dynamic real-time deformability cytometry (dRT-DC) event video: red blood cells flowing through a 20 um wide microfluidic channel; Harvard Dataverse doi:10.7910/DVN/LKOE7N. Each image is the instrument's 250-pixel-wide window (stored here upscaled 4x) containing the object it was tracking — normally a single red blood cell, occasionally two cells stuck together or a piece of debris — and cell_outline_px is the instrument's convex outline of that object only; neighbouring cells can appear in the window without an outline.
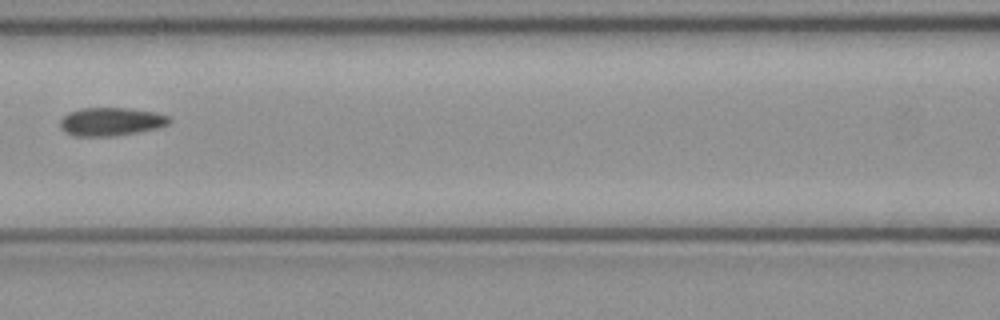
{"species": "common noctule bat (a hibernating species)", "species_latin": "Nyctalus noctula", "temperature_condition": "cold", "stored_images_in_passage": 6, "camera_frame_rate_fps": 3000, "um_per_image_px": 0.085, "animal": {"sex": "female", "body_mass_g": 21.9}, "frame": {"image": 1, "passage_image": 6, "time_ms": 1.667, "image_size_px": [1000, 320], "cell_outline_px": [[172, 120], [168, 124], [160, 128], [116, 136], [76, 136], [64, 132], [60, 128], [60, 120], [68, 112], [80, 108], [128, 108], [156, 112], [168, 116]], "centroid_in_image_um": [9.44, 10.34], "position_along_channel_um": 157.2, "area_um2": 18.21}}